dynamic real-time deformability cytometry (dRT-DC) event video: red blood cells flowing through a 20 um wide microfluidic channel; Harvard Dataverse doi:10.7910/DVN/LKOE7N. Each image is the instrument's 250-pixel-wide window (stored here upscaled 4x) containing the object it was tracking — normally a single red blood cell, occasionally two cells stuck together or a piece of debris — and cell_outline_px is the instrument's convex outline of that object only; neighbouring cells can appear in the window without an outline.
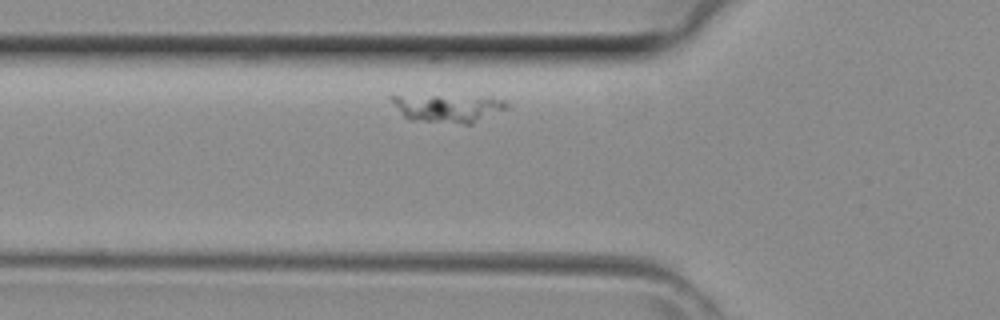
{"species": "common noctule bat (a hibernating species)", "species_latin": "Nyctalus noctula", "temperature_condition": "room temperature", "stored_images_in_passage": 22, "segment_of_instrument_passage": [1, 2], "camera_frame_rate_fps": 3000, "um_per_image_px": 0.085, "animal": {"sex": "female", "body_mass_g": 29.2, "forearm_length_mm": 56.3}, "frame": {"image": 1, "passage_image": 2, "time_ms": 0.333, "image_size_px": [1000, 320], "cell_outline_px": [[508, 108], [472, 124], [464, 124], [408, 120], [400, 112], [388, 96], [488, 96], [504, 100], [508, 104]], "centroid_in_image_um": [38.13, 9.2], "position_along_channel_um": 87.7, "area_um2": 18.79}}
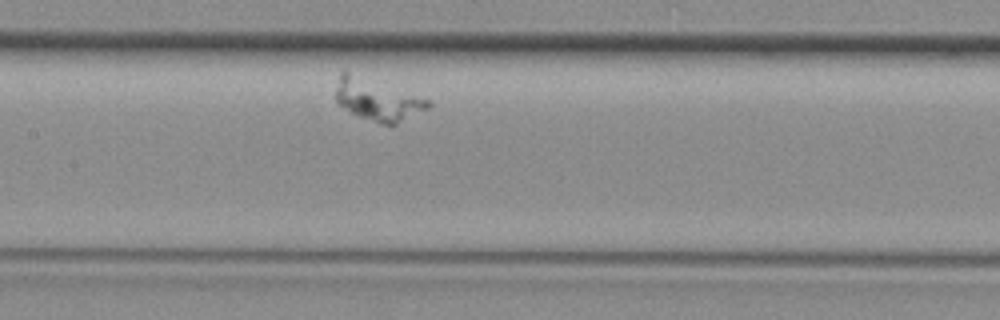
{"frame": {"image": 2, "passage_image": 8, "time_ms": 2.333, "image_size_px": [1000, 320], "cell_outline_px": [[432, 104], [428, 108], [396, 124], [380, 124], [360, 116], [336, 104], [336, 88], [340, 68], [344, 68], [432, 100]], "centroid_in_image_um": [32.05, 8.4], "position_along_channel_um": 175.4, "area_um2": 23.0}}
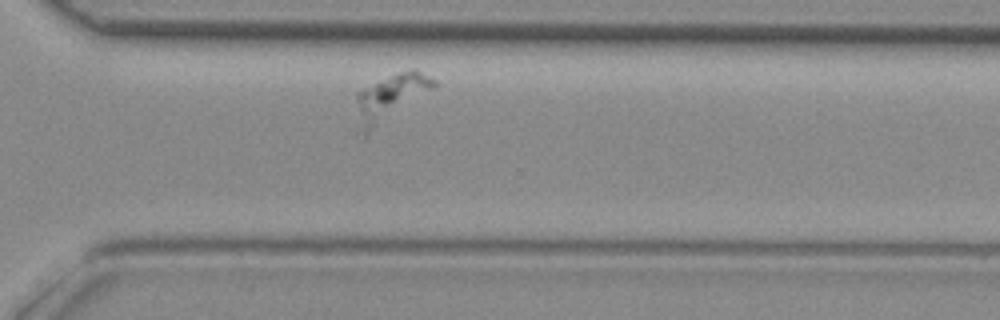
{"frame": {"image": 3, "passage_image": 19, "time_ms": 6.0, "image_size_px": [1000, 320], "cell_outline_px": [[440, 84], [364, 136], [356, 132], [356, 92], [388, 76], [412, 68], [416, 68], [436, 80]], "centroid_in_image_um": [33.15, 8.31], "position_along_channel_um": 337.4, "area_um2": 21.21}}